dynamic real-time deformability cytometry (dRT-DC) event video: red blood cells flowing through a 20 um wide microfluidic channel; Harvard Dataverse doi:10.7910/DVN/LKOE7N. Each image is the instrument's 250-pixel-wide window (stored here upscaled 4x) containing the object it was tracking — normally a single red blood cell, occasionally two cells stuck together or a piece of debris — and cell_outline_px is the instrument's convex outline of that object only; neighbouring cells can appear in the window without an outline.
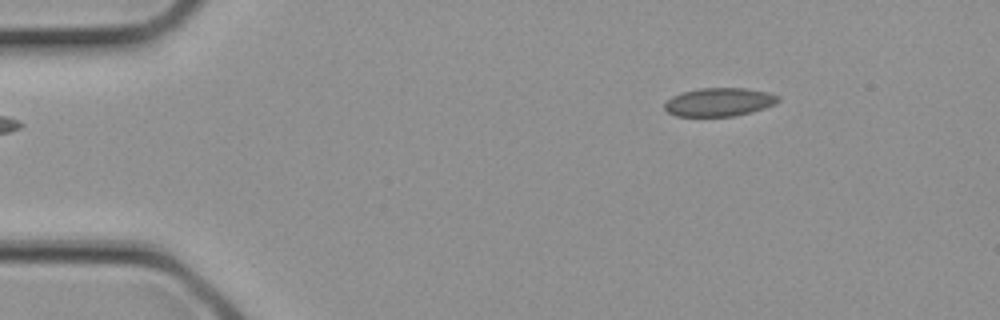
{"species": "common noctule bat (a hibernating species)", "species_latin": "Nyctalus noctula", "temperature_condition": "cold", "stored_images_in_passage": 2, "camera_frame_rate_fps": 3000, "um_per_image_px": 0.085, "animal": {"sex": "female", "body_mass_g": 21.9}, "frame": {"image": 1, "passage_image": 2, "time_ms": 0.333, "image_size_px": [1000, 320], "cell_outline_px": [[780, 100], [776, 104], [752, 112], [732, 116], [676, 116], [668, 112], [664, 108], [664, 104], [672, 96], [684, 92], [700, 88], [744, 88], [768, 92], [780, 96]], "centroid_in_image_um": [61.16, 8.67], "position_along_channel_um": 23.8, "area_um2": 18.79}}